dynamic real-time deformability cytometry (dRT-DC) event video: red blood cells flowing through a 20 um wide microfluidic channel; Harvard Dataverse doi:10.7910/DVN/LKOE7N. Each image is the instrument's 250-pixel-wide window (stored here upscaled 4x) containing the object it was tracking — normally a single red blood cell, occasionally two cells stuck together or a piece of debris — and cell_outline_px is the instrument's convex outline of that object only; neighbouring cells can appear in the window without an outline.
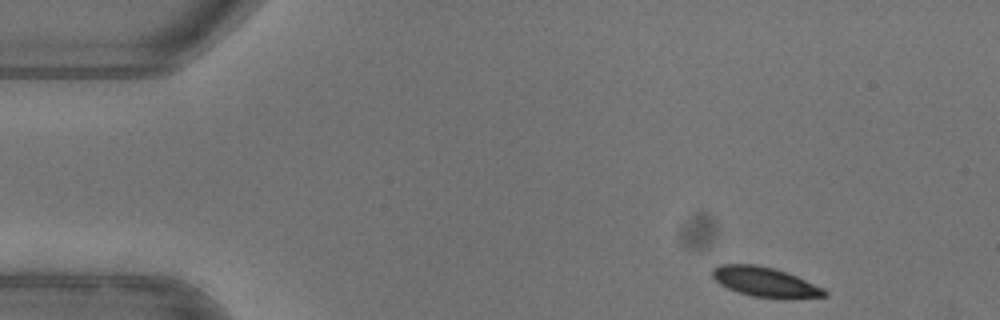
{"species": "common noctule bat (a hibernating species)", "species_latin": "Nyctalus noctula", "temperature_condition": "warm", "stored_images_in_passage": 47, "camera_frame_rate_fps": 3000, "um_per_image_px": 0.085, "animal": {"sex": "female"}, "frame": {"image": 1, "passage_image": 1, "time_ms": 0.0, "image_size_px": [1000, 320], "cell_outline_px": [[828, 296], [784, 300], [752, 296], [728, 288], [720, 284], [712, 276], [712, 268], [720, 264], [756, 264], [772, 268], [796, 276], [824, 288], [828, 292]], "centroid_in_image_um": [65.07, 23.99], "position_along_channel_um": 19.9, "area_um2": 19.59}}
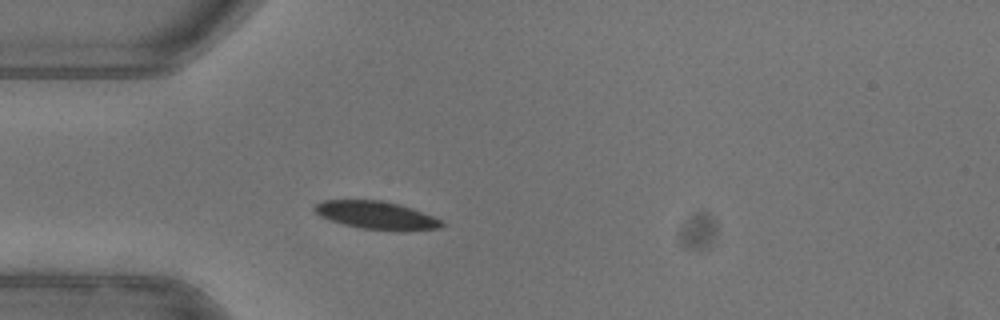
{"frame": {"image": 2, "passage_image": 10, "time_ms": 3.0, "image_size_px": [1000, 320], "cell_outline_px": [[444, 224], [440, 228], [396, 232], [360, 228], [344, 224], [320, 216], [312, 208], [316, 204], [324, 200], [380, 200], [400, 204], [412, 208], [432, 216], [440, 220]], "centroid_in_image_um": [32.01, 18.31], "position_along_channel_um": 53.0, "area_um2": 20.75}}
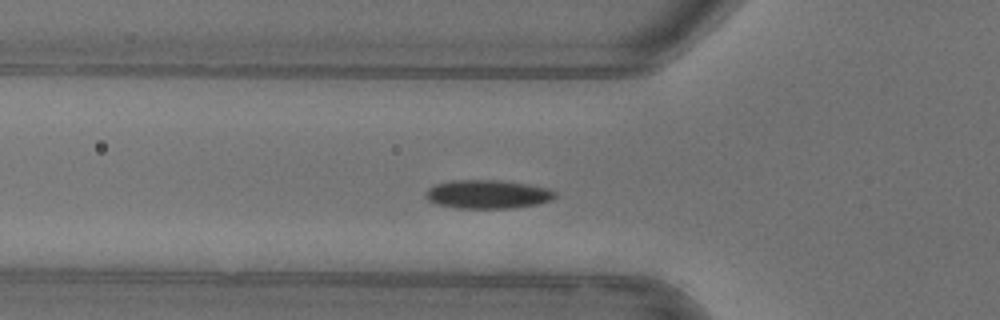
{"frame": {"image": 3, "passage_image": 13, "time_ms": 4.0, "image_size_px": [1000, 320], "cell_outline_px": [[556, 196], [552, 200], [536, 204], [516, 208], [456, 208], [436, 204], [428, 200], [424, 196], [428, 188], [436, 184], [452, 180], [500, 180], [548, 188], [556, 192]], "centroid_in_image_um": [41.43, 16.52], "position_along_channel_um": 84.4, "area_um2": 21.62}, "authors_computed_cell_mechanics": {"area_um2": 20.6924, "velocity_mm_per_s": 3.9282, "shape_relaxation_time_tau1_ms": 3.5055, "shape_relaxation_time_tau2_ms": null, "deformation_change_tau1": 0.1064, "deformation_change_tau2": null}}